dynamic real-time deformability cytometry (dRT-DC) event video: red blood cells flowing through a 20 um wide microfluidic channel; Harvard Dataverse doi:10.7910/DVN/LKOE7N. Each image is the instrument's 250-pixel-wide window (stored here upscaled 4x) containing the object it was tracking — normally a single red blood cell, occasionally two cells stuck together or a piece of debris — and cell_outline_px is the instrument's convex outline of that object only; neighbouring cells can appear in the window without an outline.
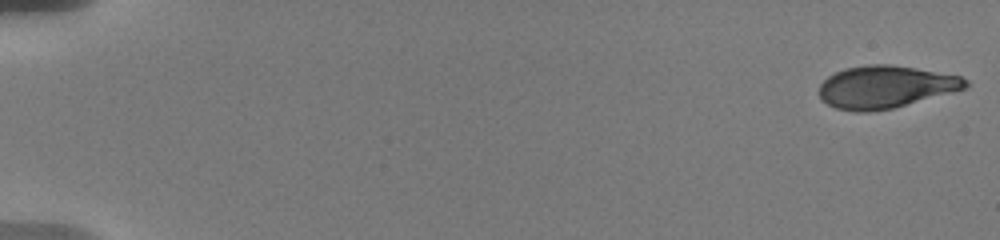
{"species": "human", "species_latin": "Homo sapiens", "temperature_condition": "warm", "stored_images_in_passage": 15, "camera_frame_rate_fps": 3000, "um_per_image_px": 0.085, "donor": {"sex": "male"}, "frame": {"image": 1, "passage_image": 1, "time_ms": 0.0, "image_size_px": [1000, 240], "cell_outline_px": [[968, 88], [892, 108], [868, 112], [856, 112], [836, 108], [820, 100], [820, 84], [828, 76], [844, 68], [868, 64], [892, 64], [916, 68], [960, 76], [968, 80]], "centroid_in_image_um": [75.25, 7.38], "position_along_channel_um": 9.7, "area_um2": 36.18}}
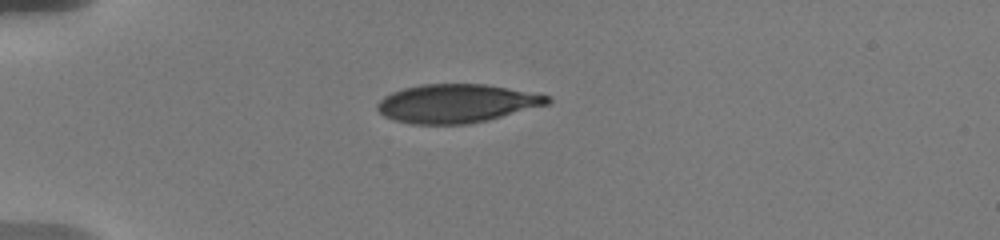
{"frame": {"image": 2, "passage_image": 10, "time_ms": 5.0, "image_size_px": [1000, 240], "cell_outline_px": [[552, 100], [548, 104], [488, 120], [464, 124], [412, 124], [396, 120], [384, 116], [376, 108], [376, 104], [384, 96], [392, 92], [404, 88], [420, 84], [484, 84], [508, 88], [548, 96]], "centroid_in_image_um": [38.77, 8.79], "position_along_channel_um": 46.2, "area_um2": 37.92}}